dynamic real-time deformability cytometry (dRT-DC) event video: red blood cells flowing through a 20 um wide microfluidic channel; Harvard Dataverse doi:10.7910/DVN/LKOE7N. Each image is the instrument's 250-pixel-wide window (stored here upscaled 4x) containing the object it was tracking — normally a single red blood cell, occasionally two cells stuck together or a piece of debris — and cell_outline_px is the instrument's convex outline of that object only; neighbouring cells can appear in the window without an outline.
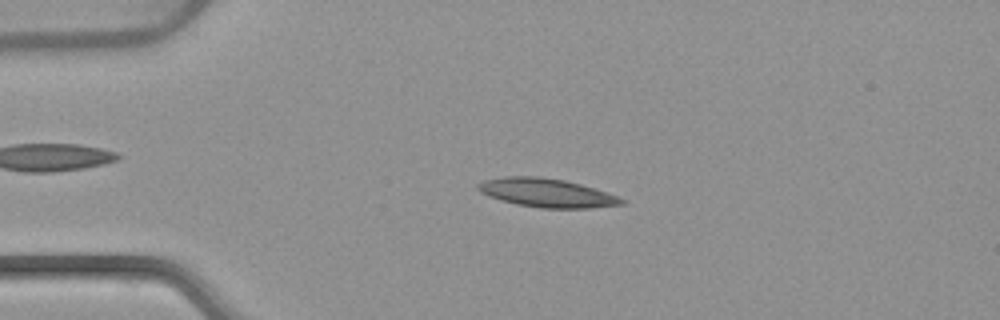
{"species": "common noctule bat (a hibernating species)", "species_latin": "Nyctalus noctula", "temperature_condition": "warm", "stored_images_in_passage": 52, "camera_frame_rate_fps": 3000, "um_per_image_px": 0.085, "animal": {"sex": "female", "body_mass_g": 22.7, "forearm_length_mm": 54.2}, "frame": {"image": 1, "passage_image": 11, "time_ms": 3.333, "image_size_px": [1000, 320], "cell_outline_px": [[628, 200], [624, 204], [592, 208], [540, 208], [516, 204], [480, 192], [476, 188], [476, 184], [484, 180], [508, 176], [536, 176], [564, 180], [580, 184]], "centroid_in_image_um": [46.48, 16.39], "position_along_channel_um": 38.5, "area_um2": 23.7}}
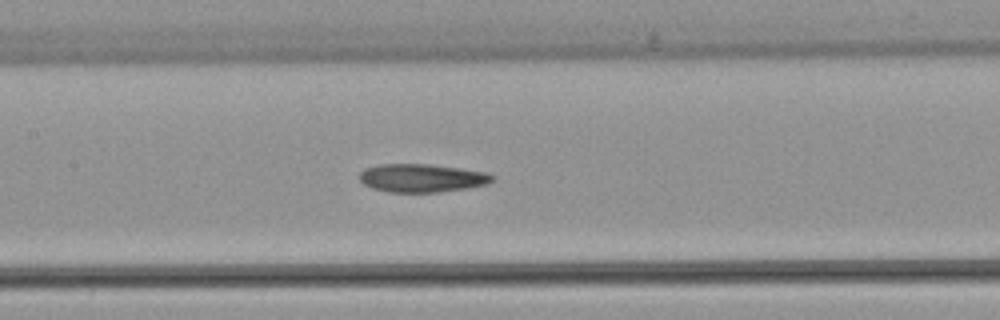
{"frame": {"image": 2, "passage_image": 24, "time_ms": 7.667, "image_size_px": [1000, 320], "cell_outline_px": [[496, 176], [492, 180], [484, 184], [464, 188], [436, 192], [388, 192], [372, 188], [364, 184], [360, 180], [360, 172], [364, 168], [380, 164], [428, 164], [488, 172]], "centroid_in_image_um": [35.82, 15.12], "position_along_channel_um": 171.6, "area_um2": 21.68}}
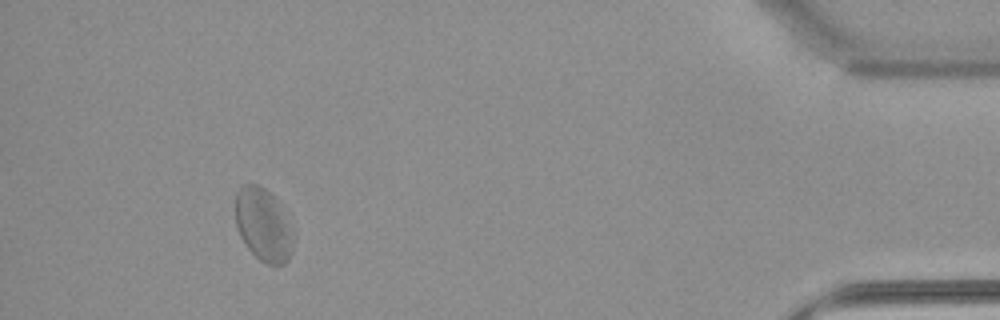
{"frame": {"image": 3, "passage_image": 48, "time_ms": 15.667, "image_size_px": [1000, 320], "cell_outline_px": [[292, 252], [288, 260], [284, 264], [268, 264], [260, 260], [248, 248], [240, 236], [236, 224], [236, 192], [244, 184], [260, 184], [272, 196], [288, 228], [292, 240]], "centroid_in_image_um": [22.31, 19.13], "position_along_channel_um": 412.9, "area_um2": 23.41}, "authors_computed_cell_mechanics": {"area_um2": 23.3512, "velocity_mm_per_s": 3.8187, "shape_relaxation_time_tau1_ms": null, "shape_relaxation_time_tau2_ms": 2.8811, "deformation_change_tau1": null, "deformation_change_tau2": 0.0922}}